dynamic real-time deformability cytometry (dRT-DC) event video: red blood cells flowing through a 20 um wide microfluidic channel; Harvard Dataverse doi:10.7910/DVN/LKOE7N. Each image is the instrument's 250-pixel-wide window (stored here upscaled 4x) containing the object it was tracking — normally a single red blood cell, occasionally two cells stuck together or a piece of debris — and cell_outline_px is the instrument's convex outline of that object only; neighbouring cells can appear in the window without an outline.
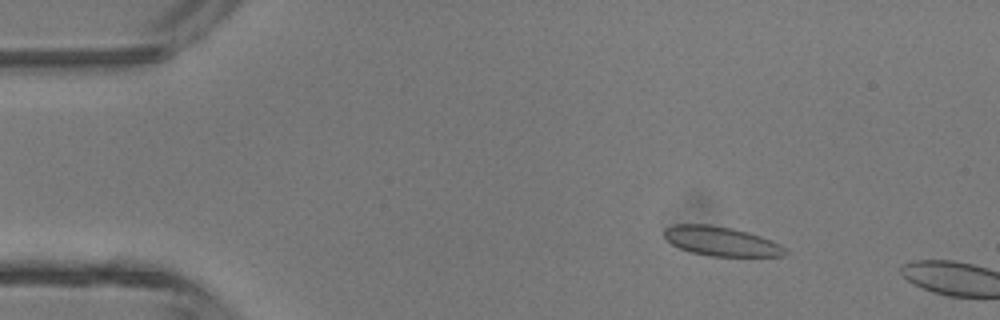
{"species": "common noctule bat (a hibernating species)", "species_latin": "Nyctalus noctula", "temperature_condition": "room temperature", "stored_images_in_passage": 4, "camera_frame_rate_fps": 3000, "um_per_image_px": 0.085, "animal": {"sex": "male", "body_mass_g": 13.3}, "frame": {"image": 1, "passage_image": 1, "time_ms": 0.0, "image_size_px": [1000, 320], "cell_outline_px": [[788, 252], [784, 256], [708, 256], [692, 252], [680, 248], [672, 244], [664, 236], [664, 228], [676, 224], [708, 224], [732, 228], [748, 232], [760, 236], [780, 244]], "centroid_in_image_um": [61.29, 20.5], "position_along_channel_um": 23.7, "area_um2": 20.58}}